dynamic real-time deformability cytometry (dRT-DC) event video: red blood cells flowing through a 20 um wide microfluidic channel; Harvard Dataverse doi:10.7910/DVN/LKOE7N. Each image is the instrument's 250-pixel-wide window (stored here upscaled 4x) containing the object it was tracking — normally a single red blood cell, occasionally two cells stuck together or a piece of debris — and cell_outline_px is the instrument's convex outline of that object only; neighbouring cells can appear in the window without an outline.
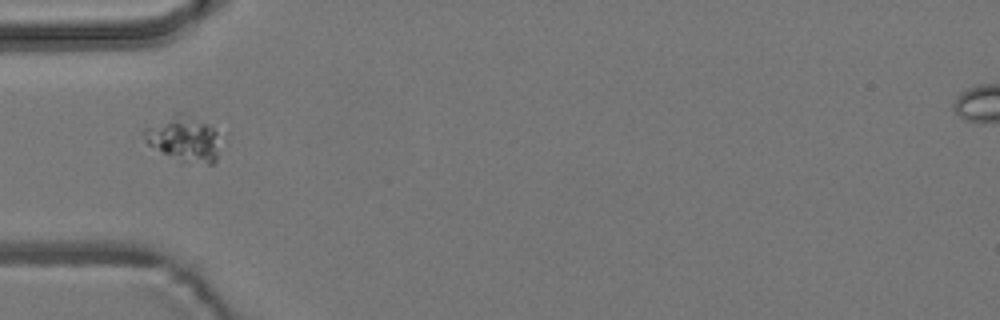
{"species": "common noctule bat (a hibernating species)", "species_latin": "Nyctalus noctula", "temperature_condition": "room temperature", "stored_images_in_passage": 3, "camera_frame_rate_fps": 3000, "um_per_image_px": 0.085, "animal": {"sex": "male", "body_mass_g": 19.2, "forearm_length_mm": 51.8}, "frame": {"image": 1, "passage_image": 1, "time_ms": 0.0, "image_size_px": [1000, 320], "cell_outline_px": [[216, 160], [212, 164], [180, 164], [148, 144], [144, 140], [140, 132], [144, 128], [176, 112], [180, 112], [208, 124], [216, 132]], "centroid_in_image_um": [15.54, 11.83], "position_along_channel_um": 69.5, "area_um2": 20.23}}
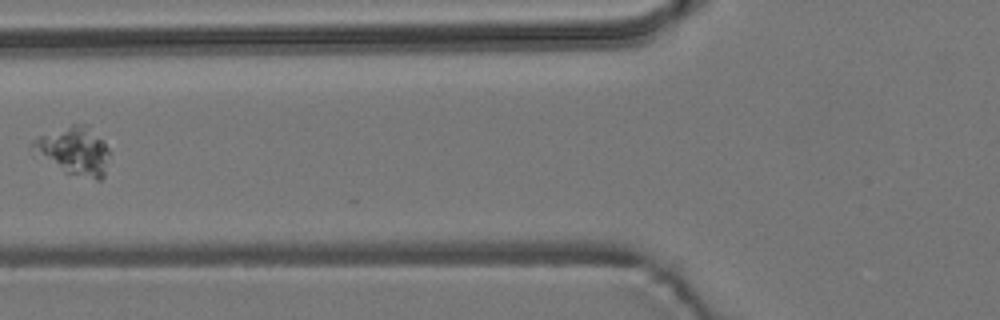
{"frame": {"image": 2, "passage_image": 2, "time_ms": 1.333, "image_size_px": [1000, 320], "cell_outline_px": [[108, 152], [104, 176], [100, 180], [96, 180], [64, 172], [32, 156], [28, 144], [32, 140], [40, 136], [72, 124], [88, 124], [104, 140], [108, 148]], "centroid_in_image_um": [6.2, 12.83], "position_along_channel_um": 119.6, "area_um2": 22.14}}
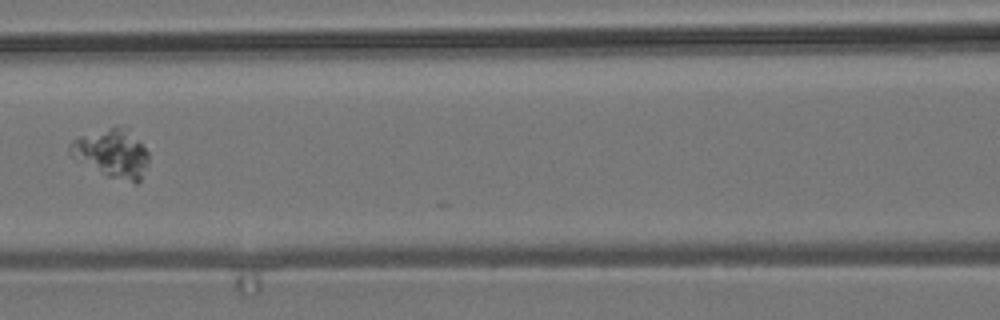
{"frame": {"image": 3, "passage_image": 3, "time_ms": 2.333, "image_size_px": [1000, 320], "cell_outline_px": [[148, 164], [140, 180], [136, 184], [108, 176], [76, 160], [68, 152], [68, 144], [72, 140], [80, 136], [112, 128], [124, 128], [148, 152]], "centroid_in_image_um": [9.48, 13.09], "position_along_channel_um": 157.1, "area_um2": 21.5}}